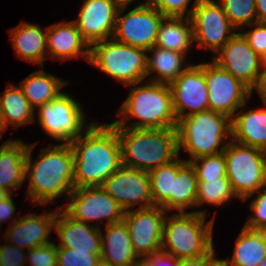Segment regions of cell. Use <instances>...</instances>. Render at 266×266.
<instances>
[{
  "label": "cell",
  "instance_id": "5bb4252c",
  "mask_svg": "<svg viewBox=\"0 0 266 266\" xmlns=\"http://www.w3.org/2000/svg\"><path fill=\"white\" fill-rule=\"evenodd\" d=\"M213 62L228 71L250 91L255 87L265 66V60L252 50L241 32L235 33L215 54Z\"/></svg>",
  "mask_w": 266,
  "mask_h": 266
},
{
  "label": "cell",
  "instance_id": "816d5d0a",
  "mask_svg": "<svg viewBox=\"0 0 266 266\" xmlns=\"http://www.w3.org/2000/svg\"><path fill=\"white\" fill-rule=\"evenodd\" d=\"M8 195L9 193L5 189L0 187V201L3 200Z\"/></svg>",
  "mask_w": 266,
  "mask_h": 266
},
{
  "label": "cell",
  "instance_id": "681fc988",
  "mask_svg": "<svg viewBox=\"0 0 266 266\" xmlns=\"http://www.w3.org/2000/svg\"><path fill=\"white\" fill-rule=\"evenodd\" d=\"M121 5H129L131 2L134 0H117ZM149 0H146L144 3H139V4H148Z\"/></svg>",
  "mask_w": 266,
  "mask_h": 266
},
{
  "label": "cell",
  "instance_id": "603a6c76",
  "mask_svg": "<svg viewBox=\"0 0 266 266\" xmlns=\"http://www.w3.org/2000/svg\"><path fill=\"white\" fill-rule=\"evenodd\" d=\"M29 144L9 139L0 147V187L9 194L26 180V152ZM14 189V190H13Z\"/></svg>",
  "mask_w": 266,
  "mask_h": 266
},
{
  "label": "cell",
  "instance_id": "484cf974",
  "mask_svg": "<svg viewBox=\"0 0 266 266\" xmlns=\"http://www.w3.org/2000/svg\"><path fill=\"white\" fill-rule=\"evenodd\" d=\"M147 52L152 53V55L148 56L147 54L146 77L156 72L155 76L149 79L151 82L170 85L190 66L184 61L186 55L180 52L166 50L157 46H153Z\"/></svg>",
  "mask_w": 266,
  "mask_h": 266
},
{
  "label": "cell",
  "instance_id": "f546056e",
  "mask_svg": "<svg viewBox=\"0 0 266 266\" xmlns=\"http://www.w3.org/2000/svg\"><path fill=\"white\" fill-rule=\"evenodd\" d=\"M266 257V230H253L243 226L235 241L231 259L233 266H258Z\"/></svg>",
  "mask_w": 266,
  "mask_h": 266
},
{
  "label": "cell",
  "instance_id": "8fae6325",
  "mask_svg": "<svg viewBox=\"0 0 266 266\" xmlns=\"http://www.w3.org/2000/svg\"><path fill=\"white\" fill-rule=\"evenodd\" d=\"M128 5H120L113 38L121 43L149 50L155 46L159 25L165 18L155 7L139 4L124 16Z\"/></svg>",
  "mask_w": 266,
  "mask_h": 266
},
{
  "label": "cell",
  "instance_id": "4dcf8cb0",
  "mask_svg": "<svg viewBox=\"0 0 266 266\" xmlns=\"http://www.w3.org/2000/svg\"><path fill=\"white\" fill-rule=\"evenodd\" d=\"M7 88L0 95V114L6 128L35 123V110L30 106L19 86L7 84Z\"/></svg>",
  "mask_w": 266,
  "mask_h": 266
},
{
  "label": "cell",
  "instance_id": "836d02e7",
  "mask_svg": "<svg viewBox=\"0 0 266 266\" xmlns=\"http://www.w3.org/2000/svg\"><path fill=\"white\" fill-rule=\"evenodd\" d=\"M231 25L236 29L251 27L257 22L255 0H219Z\"/></svg>",
  "mask_w": 266,
  "mask_h": 266
},
{
  "label": "cell",
  "instance_id": "f5cc1de1",
  "mask_svg": "<svg viewBox=\"0 0 266 266\" xmlns=\"http://www.w3.org/2000/svg\"><path fill=\"white\" fill-rule=\"evenodd\" d=\"M95 266H110L107 262L100 259Z\"/></svg>",
  "mask_w": 266,
  "mask_h": 266
},
{
  "label": "cell",
  "instance_id": "7c38bea8",
  "mask_svg": "<svg viewBox=\"0 0 266 266\" xmlns=\"http://www.w3.org/2000/svg\"><path fill=\"white\" fill-rule=\"evenodd\" d=\"M67 199L68 203L62 208L71 217L86 224L106 219L107 226L124 218L125 211L102 186L74 188Z\"/></svg>",
  "mask_w": 266,
  "mask_h": 266
},
{
  "label": "cell",
  "instance_id": "ee69618b",
  "mask_svg": "<svg viewBox=\"0 0 266 266\" xmlns=\"http://www.w3.org/2000/svg\"><path fill=\"white\" fill-rule=\"evenodd\" d=\"M254 89L257 90L259 96L262 99L264 105H266V67L264 66L263 71L260 73L258 81L251 91V95L253 94Z\"/></svg>",
  "mask_w": 266,
  "mask_h": 266
},
{
  "label": "cell",
  "instance_id": "e575fe53",
  "mask_svg": "<svg viewBox=\"0 0 266 266\" xmlns=\"http://www.w3.org/2000/svg\"><path fill=\"white\" fill-rule=\"evenodd\" d=\"M197 180H213L226 177V160L224 152L203 156L192 160Z\"/></svg>",
  "mask_w": 266,
  "mask_h": 266
},
{
  "label": "cell",
  "instance_id": "d6986e66",
  "mask_svg": "<svg viewBox=\"0 0 266 266\" xmlns=\"http://www.w3.org/2000/svg\"><path fill=\"white\" fill-rule=\"evenodd\" d=\"M57 216L54 231L60 239L56 247L74 249L75 251H89L101 255L100 225L92 226L71 217L61 206H57Z\"/></svg>",
  "mask_w": 266,
  "mask_h": 266
},
{
  "label": "cell",
  "instance_id": "4fadbf2b",
  "mask_svg": "<svg viewBox=\"0 0 266 266\" xmlns=\"http://www.w3.org/2000/svg\"><path fill=\"white\" fill-rule=\"evenodd\" d=\"M209 110L233 118L235 112L247 106L251 91L215 62H204ZM248 99V100H247Z\"/></svg>",
  "mask_w": 266,
  "mask_h": 266
},
{
  "label": "cell",
  "instance_id": "d4e9b609",
  "mask_svg": "<svg viewBox=\"0 0 266 266\" xmlns=\"http://www.w3.org/2000/svg\"><path fill=\"white\" fill-rule=\"evenodd\" d=\"M231 139L239 144L266 147V105L263 109L238 111L231 119Z\"/></svg>",
  "mask_w": 266,
  "mask_h": 266
},
{
  "label": "cell",
  "instance_id": "f35d334b",
  "mask_svg": "<svg viewBox=\"0 0 266 266\" xmlns=\"http://www.w3.org/2000/svg\"><path fill=\"white\" fill-rule=\"evenodd\" d=\"M190 0H149L164 17L185 18Z\"/></svg>",
  "mask_w": 266,
  "mask_h": 266
},
{
  "label": "cell",
  "instance_id": "9c48e42d",
  "mask_svg": "<svg viewBox=\"0 0 266 266\" xmlns=\"http://www.w3.org/2000/svg\"><path fill=\"white\" fill-rule=\"evenodd\" d=\"M37 113L41 128L55 141H61L60 144H70L93 123L85 127L82 106L63 91L50 102L39 106Z\"/></svg>",
  "mask_w": 266,
  "mask_h": 266
},
{
  "label": "cell",
  "instance_id": "83f0119b",
  "mask_svg": "<svg viewBox=\"0 0 266 266\" xmlns=\"http://www.w3.org/2000/svg\"><path fill=\"white\" fill-rule=\"evenodd\" d=\"M66 84L67 81L46 73L44 66H40V71L32 72L21 81L19 87L29 101L30 106L35 110L62 93L61 89Z\"/></svg>",
  "mask_w": 266,
  "mask_h": 266
},
{
  "label": "cell",
  "instance_id": "7402d4cb",
  "mask_svg": "<svg viewBox=\"0 0 266 266\" xmlns=\"http://www.w3.org/2000/svg\"><path fill=\"white\" fill-rule=\"evenodd\" d=\"M104 237L101 230V259L110 266H128L139 260L134 252L131 236L126 223L122 220L105 227Z\"/></svg>",
  "mask_w": 266,
  "mask_h": 266
},
{
  "label": "cell",
  "instance_id": "7bdbcfd3",
  "mask_svg": "<svg viewBox=\"0 0 266 266\" xmlns=\"http://www.w3.org/2000/svg\"><path fill=\"white\" fill-rule=\"evenodd\" d=\"M12 196V194H9L0 201V230L2 227L1 224L5 222V220L8 221L12 219V216L14 217L16 206L13 202Z\"/></svg>",
  "mask_w": 266,
  "mask_h": 266
},
{
  "label": "cell",
  "instance_id": "f6af8a7d",
  "mask_svg": "<svg viewBox=\"0 0 266 266\" xmlns=\"http://www.w3.org/2000/svg\"><path fill=\"white\" fill-rule=\"evenodd\" d=\"M211 255L198 258L178 259L176 266H206V261Z\"/></svg>",
  "mask_w": 266,
  "mask_h": 266
},
{
  "label": "cell",
  "instance_id": "ab89813d",
  "mask_svg": "<svg viewBox=\"0 0 266 266\" xmlns=\"http://www.w3.org/2000/svg\"><path fill=\"white\" fill-rule=\"evenodd\" d=\"M252 26H255V28L241 32V34L248 41L252 50L266 60V25L256 22Z\"/></svg>",
  "mask_w": 266,
  "mask_h": 266
},
{
  "label": "cell",
  "instance_id": "ac0fdd59",
  "mask_svg": "<svg viewBox=\"0 0 266 266\" xmlns=\"http://www.w3.org/2000/svg\"><path fill=\"white\" fill-rule=\"evenodd\" d=\"M120 5L117 0H84L78 19L72 21L90 46L113 38Z\"/></svg>",
  "mask_w": 266,
  "mask_h": 266
},
{
  "label": "cell",
  "instance_id": "1f68e13d",
  "mask_svg": "<svg viewBox=\"0 0 266 266\" xmlns=\"http://www.w3.org/2000/svg\"><path fill=\"white\" fill-rule=\"evenodd\" d=\"M186 162L185 159H180L178 156L170 163L148 172L154 206H161L169 198L172 193V175H176Z\"/></svg>",
  "mask_w": 266,
  "mask_h": 266
},
{
  "label": "cell",
  "instance_id": "8992f818",
  "mask_svg": "<svg viewBox=\"0 0 266 266\" xmlns=\"http://www.w3.org/2000/svg\"><path fill=\"white\" fill-rule=\"evenodd\" d=\"M178 151L186 150L191 162L197 158L223 152L228 145L224 139L232 137L231 118L228 116L206 110L194 113L180 119L177 123ZM223 144V146H221Z\"/></svg>",
  "mask_w": 266,
  "mask_h": 266
},
{
  "label": "cell",
  "instance_id": "2e32d148",
  "mask_svg": "<svg viewBox=\"0 0 266 266\" xmlns=\"http://www.w3.org/2000/svg\"><path fill=\"white\" fill-rule=\"evenodd\" d=\"M102 188L126 212L140 202L138 209L153 207L148 172L121 166L102 184Z\"/></svg>",
  "mask_w": 266,
  "mask_h": 266
},
{
  "label": "cell",
  "instance_id": "d590c367",
  "mask_svg": "<svg viewBox=\"0 0 266 266\" xmlns=\"http://www.w3.org/2000/svg\"><path fill=\"white\" fill-rule=\"evenodd\" d=\"M57 266H95L101 259L89 251H75L74 249L56 247Z\"/></svg>",
  "mask_w": 266,
  "mask_h": 266
},
{
  "label": "cell",
  "instance_id": "9a60e30c",
  "mask_svg": "<svg viewBox=\"0 0 266 266\" xmlns=\"http://www.w3.org/2000/svg\"><path fill=\"white\" fill-rule=\"evenodd\" d=\"M166 215L160 206L135 208L124 213L123 221L128 227L134 252L139 259L161 251Z\"/></svg>",
  "mask_w": 266,
  "mask_h": 266
},
{
  "label": "cell",
  "instance_id": "60d3db41",
  "mask_svg": "<svg viewBox=\"0 0 266 266\" xmlns=\"http://www.w3.org/2000/svg\"><path fill=\"white\" fill-rule=\"evenodd\" d=\"M24 250L10 243L0 245V266H25Z\"/></svg>",
  "mask_w": 266,
  "mask_h": 266
},
{
  "label": "cell",
  "instance_id": "30bf717a",
  "mask_svg": "<svg viewBox=\"0 0 266 266\" xmlns=\"http://www.w3.org/2000/svg\"><path fill=\"white\" fill-rule=\"evenodd\" d=\"M186 17L192 22L194 43L215 54L235 35L236 29L215 0H195Z\"/></svg>",
  "mask_w": 266,
  "mask_h": 266
},
{
  "label": "cell",
  "instance_id": "f907efd6",
  "mask_svg": "<svg viewBox=\"0 0 266 266\" xmlns=\"http://www.w3.org/2000/svg\"><path fill=\"white\" fill-rule=\"evenodd\" d=\"M5 129H6V127H5L4 123H3L2 116L0 114V139L3 136L2 133H3V130H5Z\"/></svg>",
  "mask_w": 266,
  "mask_h": 266
},
{
  "label": "cell",
  "instance_id": "c3c4849f",
  "mask_svg": "<svg viewBox=\"0 0 266 266\" xmlns=\"http://www.w3.org/2000/svg\"><path fill=\"white\" fill-rule=\"evenodd\" d=\"M128 266H148L144 259H139L138 261L128 265Z\"/></svg>",
  "mask_w": 266,
  "mask_h": 266
},
{
  "label": "cell",
  "instance_id": "74e56055",
  "mask_svg": "<svg viewBox=\"0 0 266 266\" xmlns=\"http://www.w3.org/2000/svg\"><path fill=\"white\" fill-rule=\"evenodd\" d=\"M27 253L26 264L29 262L31 266H57L56 244L53 242L30 249Z\"/></svg>",
  "mask_w": 266,
  "mask_h": 266
},
{
  "label": "cell",
  "instance_id": "44dd1931",
  "mask_svg": "<svg viewBox=\"0 0 266 266\" xmlns=\"http://www.w3.org/2000/svg\"><path fill=\"white\" fill-rule=\"evenodd\" d=\"M91 46L82 37L76 24L60 21L46 30V51L53 60H66L83 57L90 61Z\"/></svg>",
  "mask_w": 266,
  "mask_h": 266
},
{
  "label": "cell",
  "instance_id": "e0dca14e",
  "mask_svg": "<svg viewBox=\"0 0 266 266\" xmlns=\"http://www.w3.org/2000/svg\"><path fill=\"white\" fill-rule=\"evenodd\" d=\"M169 86L177 122L188 115L209 110L204 63L190 65Z\"/></svg>",
  "mask_w": 266,
  "mask_h": 266
},
{
  "label": "cell",
  "instance_id": "4316f807",
  "mask_svg": "<svg viewBox=\"0 0 266 266\" xmlns=\"http://www.w3.org/2000/svg\"><path fill=\"white\" fill-rule=\"evenodd\" d=\"M198 180L194 167L186 162L176 175H172V193L160 206L164 211L187 212L195 209Z\"/></svg>",
  "mask_w": 266,
  "mask_h": 266
},
{
  "label": "cell",
  "instance_id": "7dc6e473",
  "mask_svg": "<svg viewBox=\"0 0 266 266\" xmlns=\"http://www.w3.org/2000/svg\"><path fill=\"white\" fill-rule=\"evenodd\" d=\"M217 253H213L206 261V266H233L228 259L216 258Z\"/></svg>",
  "mask_w": 266,
  "mask_h": 266
},
{
  "label": "cell",
  "instance_id": "11a10c76",
  "mask_svg": "<svg viewBox=\"0 0 266 266\" xmlns=\"http://www.w3.org/2000/svg\"><path fill=\"white\" fill-rule=\"evenodd\" d=\"M264 158L266 160V147L263 149Z\"/></svg>",
  "mask_w": 266,
  "mask_h": 266
},
{
  "label": "cell",
  "instance_id": "ba28073f",
  "mask_svg": "<svg viewBox=\"0 0 266 266\" xmlns=\"http://www.w3.org/2000/svg\"><path fill=\"white\" fill-rule=\"evenodd\" d=\"M223 152L226 177L238 199L245 202L266 188V160L262 149L229 140Z\"/></svg>",
  "mask_w": 266,
  "mask_h": 266
},
{
  "label": "cell",
  "instance_id": "cb8c5ba5",
  "mask_svg": "<svg viewBox=\"0 0 266 266\" xmlns=\"http://www.w3.org/2000/svg\"><path fill=\"white\" fill-rule=\"evenodd\" d=\"M10 40L17 57L44 66L46 59V32L36 24L22 22L10 30Z\"/></svg>",
  "mask_w": 266,
  "mask_h": 266
},
{
  "label": "cell",
  "instance_id": "8d00e7d4",
  "mask_svg": "<svg viewBox=\"0 0 266 266\" xmlns=\"http://www.w3.org/2000/svg\"><path fill=\"white\" fill-rule=\"evenodd\" d=\"M266 189V188H265ZM257 191V197L254 198L250 203V211L252 214L244 227L253 230H266V190Z\"/></svg>",
  "mask_w": 266,
  "mask_h": 266
},
{
  "label": "cell",
  "instance_id": "f1b7e54d",
  "mask_svg": "<svg viewBox=\"0 0 266 266\" xmlns=\"http://www.w3.org/2000/svg\"><path fill=\"white\" fill-rule=\"evenodd\" d=\"M194 43L190 18L165 17L159 25L155 46L186 55Z\"/></svg>",
  "mask_w": 266,
  "mask_h": 266
},
{
  "label": "cell",
  "instance_id": "6da1fadb",
  "mask_svg": "<svg viewBox=\"0 0 266 266\" xmlns=\"http://www.w3.org/2000/svg\"><path fill=\"white\" fill-rule=\"evenodd\" d=\"M70 146L74 153V188L102 186L122 166L120 142L111 123L93 122Z\"/></svg>",
  "mask_w": 266,
  "mask_h": 266
},
{
  "label": "cell",
  "instance_id": "277c9868",
  "mask_svg": "<svg viewBox=\"0 0 266 266\" xmlns=\"http://www.w3.org/2000/svg\"><path fill=\"white\" fill-rule=\"evenodd\" d=\"M148 82V83H147ZM133 84L130 93L118 110L114 127L134 129L177 127L173 110L172 92L168 84L147 81ZM123 114V117L120 115ZM127 117L140 119L127 123Z\"/></svg>",
  "mask_w": 266,
  "mask_h": 266
},
{
  "label": "cell",
  "instance_id": "52a82bcc",
  "mask_svg": "<svg viewBox=\"0 0 266 266\" xmlns=\"http://www.w3.org/2000/svg\"><path fill=\"white\" fill-rule=\"evenodd\" d=\"M146 52L109 38L91 45L89 63L123 84L133 85L146 80Z\"/></svg>",
  "mask_w": 266,
  "mask_h": 266
},
{
  "label": "cell",
  "instance_id": "b9f144b4",
  "mask_svg": "<svg viewBox=\"0 0 266 266\" xmlns=\"http://www.w3.org/2000/svg\"><path fill=\"white\" fill-rule=\"evenodd\" d=\"M148 266H176L178 259L169 253L159 251L144 258Z\"/></svg>",
  "mask_w": 266,
  "mask_h": 266
},
{
  "label": "cell",
  "instance_id": "7a4b0ae2",
  "mask_svg": "<svg viewBox=\"0 0 266 266\" xmlns=\"http://www.w3.org/2000/svg\"><path fill=\"white\" fill-rule=\"evenodd\" d=\"M34 144H29L26 152L25 178L29 180L27 197L33 204L48 205L50 202L74 190V153L70 144L50 145L41 149L32 161ZM33 163V164H32Z\"/></svg>",
  "mask_w": 266,
  "mask_h": 266
},
{
  "label": "cell",
  "instance_id": "bcb514c9",
  "mask_svg": "<svg viewBox=\"0 0 266 266\" xmlns=\"http://www.w3.org/2000/svg\"><path fill=\"white\" fill-rule=\"evenodd\" d=\"M257 22L266 25V0H255Z\"/></svg>",
  "mask_w": 266,
  "mask_h": 266
},
{
  "label": "cell",
  "instance_id": "3957f363",
  "mask_svg": "<svg viewBox=\"0 0 266 266\" xmlns=\"http://www.w3.org/2000/svg\"><path fill=\"white\" fill-rule=\"evenodd\" d=\"M115 128L121 146L122 165L125 167L149 172L179 156L176 127Z\"/></svg>",
  "mask_w": 266,
  "mask_h": 266
},
{
  "label": "cell",
  "instance_id": "5b68a950",
  "mask_svg": "<svg viewBox=\"0 0 266 266\" xmlns=\"http://www.w3.org/2000/svg\"><path fill=\"white\" fill-rule=\"evenodd\" d=\"M206 222V210L166 215L161 250L177 259L212 255L214 219Z\"/></svg>",
  "mask_w": 266,
  "mask_h": 266
},
{
  "label": "cell",
  "instance_id": "db71d44e",
  "mask_svg": "<svg viewBox=\"0 0 266 266\" xmlns=\"http://www.w3.org/2000/svg\"><path fill=\"white\" fill-rule=\"evenodd\" d=\"M258 266H266V257L263 259V261Z\"/></svg>",
  "mask_w": 266,
  "mask_h": 266
},
{
  "label": "cell",
  "instance_id": "d6a6232c",
  "mask_svg": "<svg viewBox=\"0 0 266 266\" xmlns=\"http://www.w3.org/2000/svg\"><path fill=\"white\" fill-rule=\"evenodd\" d=\"M233 197L237 198L227 177L213 180H198L195 208L204 203L220 206L226 202L228 203Z\"/></svg>",
  "mask_w": 266,
  "mask_h": 266
},
{
  "label": "cell",
  "instance_id": "ffe728a7",
  "mask_svg": "<svg viewBox=\"0 0 266 266\" xmlns=\"http://www.w3.org/2000/svg\"><path fill=\"white\" fill-rule=\"evenodd\" d=\"M56 216L57 210L52 213L45 211L40 215L29 212L18 219H12L4 237L7 243L10 241V244L28 250L51 243L48 237L54 229Z\"/></svg>",
  "mask_w": 266,
  "mask_h": 266
}]
</instances>
